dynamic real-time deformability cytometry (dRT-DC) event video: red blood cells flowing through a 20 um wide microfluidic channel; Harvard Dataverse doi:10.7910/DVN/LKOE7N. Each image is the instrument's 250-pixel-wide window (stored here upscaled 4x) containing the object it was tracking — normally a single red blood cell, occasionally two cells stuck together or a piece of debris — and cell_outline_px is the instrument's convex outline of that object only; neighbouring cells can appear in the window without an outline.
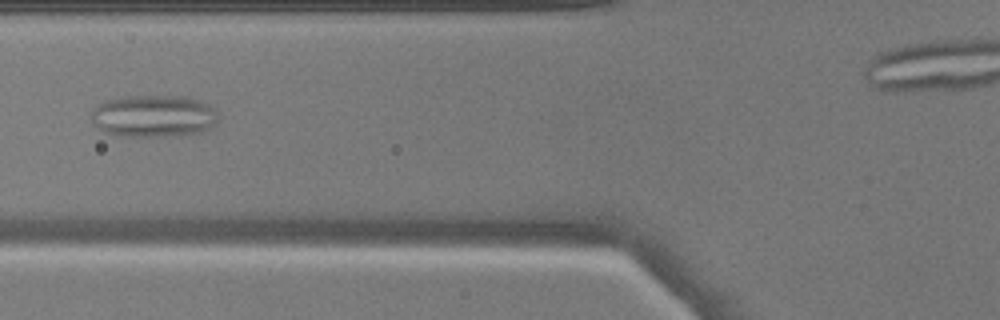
{"species": "common noctule bat (a hibernating species)", "species_latin": "Nyctalus noctula", "temperature_condition": "warm", "stored_images_in_passage": 31, "camera_frame_rate_fps": 3000, "um_per_image_px": 0.085, "animal": {"sex": "male", "body_mass_g": 17.9}, "frame": {"image": 1, "passage_image": 5, "time_ms": 1.333, "image_size_px": [1000, 320], "cell_outline_px": [[220, 120], [212, 128], [204, 132], [180, 136], [124, 136], [108, 132], [96, 128], [92, 124], [88, 116], [88, 112], [96, 104], [104, 100], [116, 96], [184, 96], [200, 100], [216, 108], [220, 116]], "centroid_in_image_um": [13.06, 9.86], "position_along_channel_um": 112.7, "area_um2": 32.43}}